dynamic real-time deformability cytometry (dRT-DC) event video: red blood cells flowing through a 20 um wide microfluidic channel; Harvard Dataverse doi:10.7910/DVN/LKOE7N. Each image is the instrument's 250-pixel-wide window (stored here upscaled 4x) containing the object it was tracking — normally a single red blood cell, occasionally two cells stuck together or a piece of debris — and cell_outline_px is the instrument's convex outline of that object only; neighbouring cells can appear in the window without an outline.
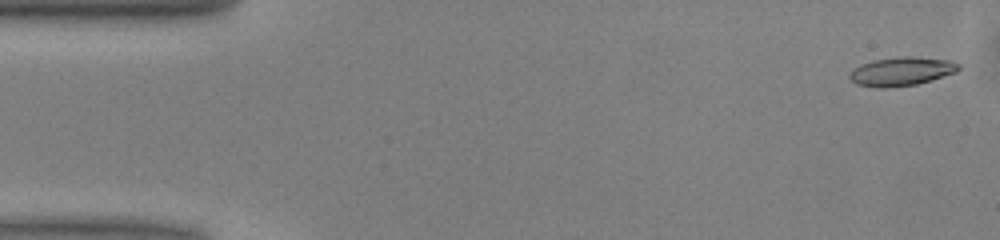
{"species": "common noctule bat (a hibernating species)", "species_latin": "Nyctalus noctula", "temperature_condition": "warm", "stored_images_in_passage": 50, "camera_frame_rate_fps": 3000, "um_per_image_px": 0.085, "animal": {"sex": "male", "body_mass_g": 13.0, "forearm_length_mm": 53.1}, "frame": {"image": 1, "passage_image": 1, "time_ms": 0.0, "image_size_px": [1000, 240], "cell_outline_px": [[960, 68], [956, 72], [916, 84], [884, 88], [876, 88], [856, 84], [848, 76], [852, 68], [872, 60], [900, 56], [912, 56], [952, 60], [960, 64]], "centroid_in_image_um": [76.61, 6.05], "position_along_channel_um": 8.4, "area_um2": 18.32}}
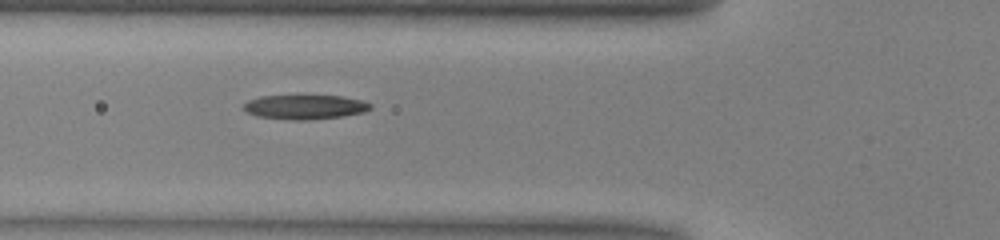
{"frame": {"image": 2, "passage_image": 17, "time_ms": 5.333, "image_size_px": [1000, 240], "cell_outline_px": [[372, 108], [364, 112], [344, 116], [308, 120], [292, 120], [256, 116], [240, 108], [248, 100], [260, 96], [340, 96], [364, 100], [372, 104]], "centroid_in_image_um": [25.93, 9.1], "position_along_channel_um": 99.9, "area_um2": 18.15}}
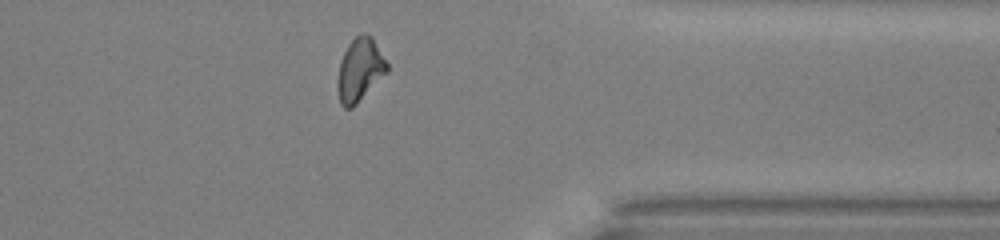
{"frame": {"image": 3, "passage_image": 39, "time_ms": 12.667, "image_size_px": [1000, 240], "cell_outline_px": [[388, 72], [352, 108], [344, 108], [340, 104], [336, 88], [336, 80], [340, 60], [348, 44], [356, 36], [368, 32], [372, 36], [388, 64]], "centroid_in_image_um": [30.56, 5.94], "position_along_channel_um": 380.8, "area_um2": 18.44}, "authors_computed_cell_mechanics": {"area_um2": 18.0047, "velocity_mm_per_s": 4.0402, "shape_relaxation_time_tau1_ms": 8.2489, "shape_relaxation_time_tau2_ms": null, "deformation_change_tau1": 0.221, "deformation_change_tau2": null}}